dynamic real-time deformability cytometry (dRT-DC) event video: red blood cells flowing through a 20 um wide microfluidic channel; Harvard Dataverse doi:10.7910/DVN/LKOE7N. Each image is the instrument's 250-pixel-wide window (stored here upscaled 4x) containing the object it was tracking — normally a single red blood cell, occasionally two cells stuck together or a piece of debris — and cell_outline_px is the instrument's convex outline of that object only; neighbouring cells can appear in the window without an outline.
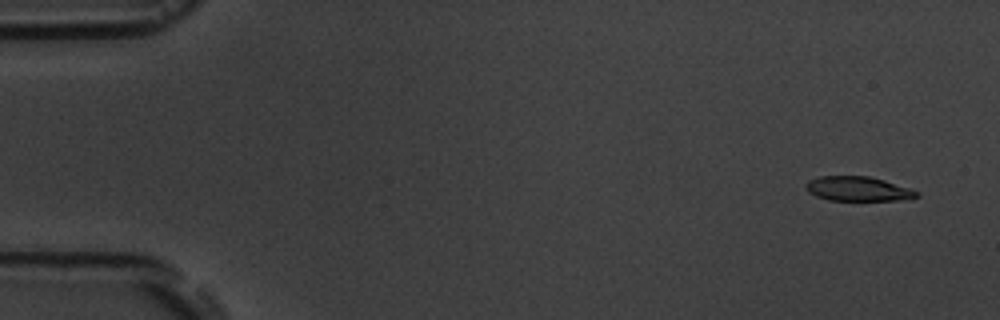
{"species": "common noctule bat (a hibernating species)", "species_latin": "Nyctalus noctula", "temperature_condition": "room temperature", "stored_images_in_passage": 4, "camera_frame_rate_fps": 3000, "um_per_image_px": 0.085, "animal": {"sex": "male", "body_mass_g": 19.5, "forearm_length_mm": 54.6}, "frame": {"image": 1, "passage_image": 1, "time_ms": 0.0, "image_size_px": [1000, 320], "cell_outline_px": [[920, 196], [896, 200], [828, 200], [816, 196], [808, 192], [804, 184], [808, 180], [820, 176], [868, 176], [884, 180], [912, 188], [920, 192]], "centroid_in_image_um": [72.93, 16.04], "position_along_channel_um": 12.1, "area_um2": 15.9}}
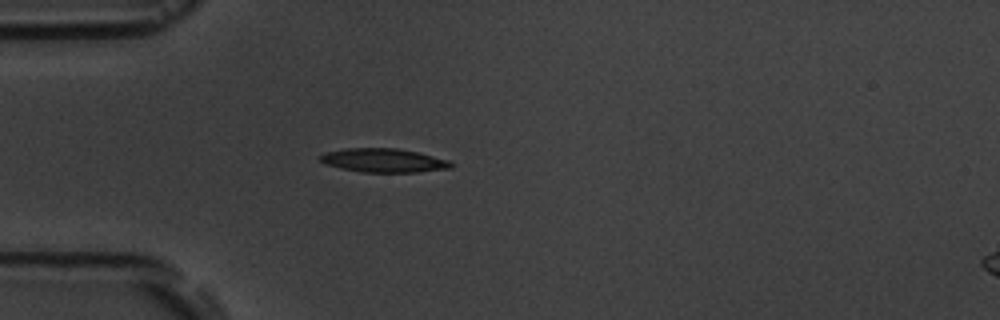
{"frame": {"image": 2, "passage_image": 4, "time_ms": 4.333, "image_size_px": [1000, 320], "cell_outline_px": [[452, 168], [420, 172], [360, 172], [340, 168], [324, 164], [320, 160], [320, 156], [324, 152], [344, 148], [396, 148], [416, 152], [448, 160], [452, 164]], "centroid_in_image_um": [32.56, 13.64], "position_along_channel_um": 52.4, "area_um2": 18.15}}